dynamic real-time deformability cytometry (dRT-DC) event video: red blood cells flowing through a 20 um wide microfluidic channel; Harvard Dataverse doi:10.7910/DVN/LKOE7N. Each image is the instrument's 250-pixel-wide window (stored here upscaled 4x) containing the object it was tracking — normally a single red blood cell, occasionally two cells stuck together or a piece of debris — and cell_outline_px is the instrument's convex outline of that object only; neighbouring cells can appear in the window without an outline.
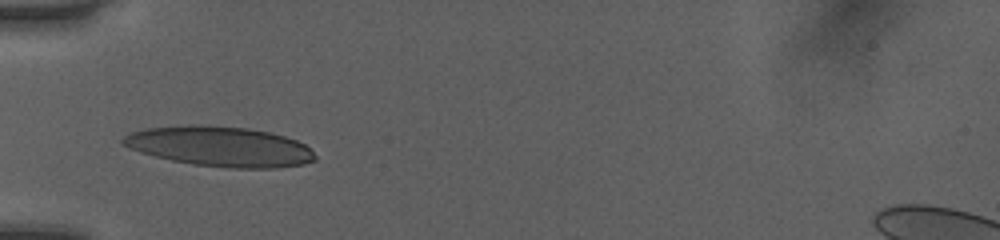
{"species": "human", "species_latin": "Homo sapiens", "temperature_condition": "room temperature", "stored_images_in_passage": 22, "camera_frame_rate_fps": 3000, "um_per_image_px": 0.085, "donor": {"sex": "female"}, "frame": {"image": 1, "passage_image": 1, "time_ms": 0.0, "image_size_px": [1000, 240], "cell_outline_px": [[316, 160], [304, 164], [276, 168], [228, 168], [196, 164], [172, 160], [140, 152], [128, 148], [120, 144], [120, 140], [124, 136], [132, 132], [144, 128], [192, 124], [200, 124], [248, 128], [268, 132], [284, 136], [296, 140], [304, 144], [316, 156]], "centroid_in_image_um": [18.66, 12.44], "position_along_channel_um": 66.3, "area_um2": 44.85}}
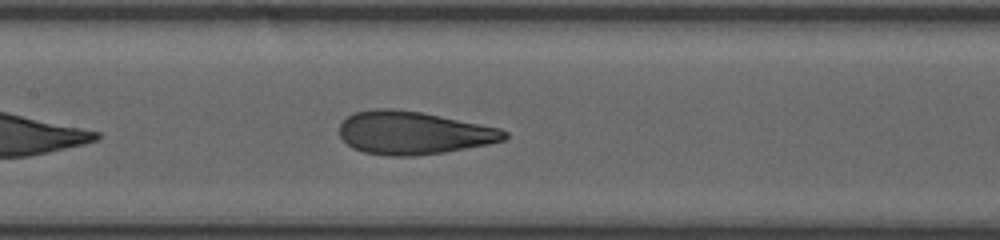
{"frame": {"image": 2, "passage_image": 9, "time_ms": 2.667, "image_size_px": [1000, 240], "cell_outline_px": [[508, 136], [504, 140], [488, 144], [444, 152], [416, 156], [388, 156], [364, 152], [352, 148], [340, 136], [340, 124], [352, 112], [376, 108], [392, 108], [420, 112], [500, 128], [508, 132]], "centroid_in_image_um": [35.12, 11.29], "position_along_channel_um": 172.3, "area_um2": 41.27}}
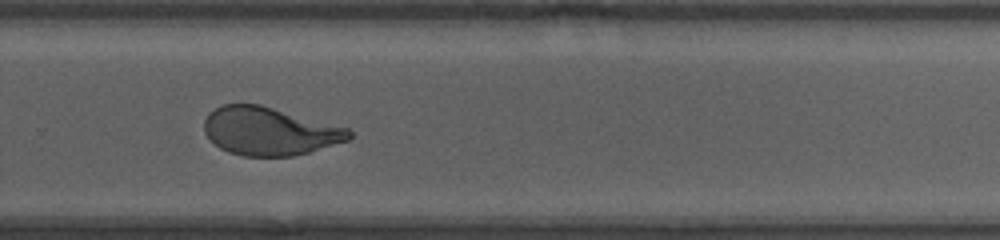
{"frame": {"image": 3, "passage_image": 19, "time_ms": 6.0, "image_size_px": [1000, 240], "cell_outline_px": [[352, 136], [348, 140], [308, 152], [292, 156], [240, 156], [228, 152], [220, 148], [204, 132], [204, 120], [208, 112], [220, 104], [260, 104], [348, 128], [352, 132]], "centroid_in_image_um": [22.87, 11.14], "position_along_channel_um": 306.9, "area_um2": 40.52}}